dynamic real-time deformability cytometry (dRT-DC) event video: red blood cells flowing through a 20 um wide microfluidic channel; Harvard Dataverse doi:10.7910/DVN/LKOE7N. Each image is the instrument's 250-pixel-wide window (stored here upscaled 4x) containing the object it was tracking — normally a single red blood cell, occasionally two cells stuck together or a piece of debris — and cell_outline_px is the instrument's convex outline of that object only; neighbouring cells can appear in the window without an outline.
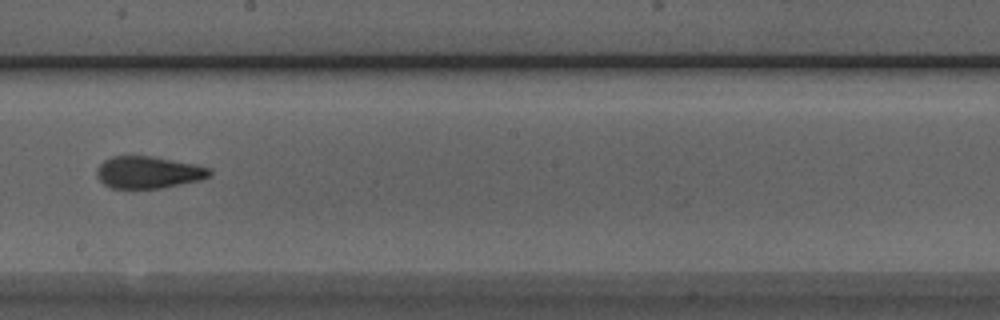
{"species": "Egyptian fruit bat (a non-hibernating species)", "species_latin": "Rousettus aegyptiacus", "temperature_condition": "room temperature", "stored_images_in_passage": 10, "segment_of_instrument_passage": [1, 2], "camera_frame_rate_fps": 3000, "um_per_image_px": 0.085, "animal": {"sex": "male"}, "frame": {"image": 1, "passage_image": 9, "time_ms": 2.667, "image_size_px": [1000, 320], "cell_outline_px": [[212, 172], [208, 176], [200, 180], [160, 188], [112, 188], [104, 184], [96, 176], [96, 168], [104, 160], [112, 156], [152, 156], [196, 164], [208, 168]], "centroid_in_image_um": [12.57, 14.64], "position_along_channel_um": 235.6, "area_um2": 20.98}}